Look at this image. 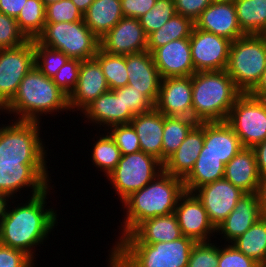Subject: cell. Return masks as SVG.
I'll return each instance as SVG.
<instances>
[{
  "label": "cell",
  "mask_w": 266,
  "mask_h": 267,
  "mask_svg": "<svg viewBox=\"0 0 266 267\" xmlns=\"http://www.w3.org/2000/svg\"><path fill=\"white\" fill-rule=\"evenodd\" d=\"M52 189L53 185L41 194L29 197L25 203L16 204L18 200L14 199L10 201L0 222V244L22 250L33 260L36 259L38 253L35 248L49 240V234L58 225L57 210L46 207Z\"/></svg>",
  "instance_id": "obj_1"
},
{
  "label": "cell",
  "mask_w": 266,
  "mask_h": 267,
  "mask_svg": "<svg viewBox=\"0 0 266 267\" xmlns=\"http://www.w3.org/2000/svg\"><path fill=\"white\" fill-rule=\"evenodd\" d=\"M185 192L183 179L164 170L142 189L131 193L121 202L123 221L117 240L131 233L143 221L175 212L179 197Z\"/></svg>",
  "instance_id": "obj_2"
},
{
  "label": "cell",
  "mask_w": 266,
  "mask_h": 267,
  "mask_svg": "<svg viewBox=\"0 0 266 267\" xmlns=\"http://www.w3.org/2000/svg\"><path fill=\"white\" fill-rule=\"evenodd\" d=\"M64 111H70L68 96L34 66L20 82L16 95L0 113L15 115L13 120L42 122L41 116H54L55 112L59 114Z\"/></svg>",
  "instance_id": "obj_3"
},
{
  "label": "cell",
  "mask_w": 266,
  "mask_h": 267,
  "mask_svg": "<svg viewBox=\"0 0 266 267\" xmlns=\"http://www.w3.org/2000/svg\"><path fill=\"white\" fill-rule=\"evenodd\" d=\"M242 93L225 70L192 75V116L197 123L226 121Z\"/></svg>",
  "instance_id": "obj_4"
},
{
  "label": "cell",
  "mask_w": 266,
  "mask_h": 267,
  "mask_svg": "<svg viewBox=\"0 0 266 267\" xmlns=\"http://www.w3.org/2000/svg\"><path fill=\"white\" fill-rule=\"evenodd\" d=\"M195 243L185 236L152 244L112 243L107 267H187Z\"/></svg>",
  "instance_id": "obj_5"
},
{
  "label": "cell",
  "mask_w": 266,
  "mask_h": 267,
  "mask_svg": "<svg viewBox=\"0 0 266 267\" xmlns=\"http://www.w3.org/2000/svg\"><path fill=\"white\" fill-rule=\"evenodd\" d=\"M10 120L0 125V163L47 164L48 148L40 132L43 123L13 120L12 115Z\"/></svg>",
  "instance_id": "obj_6"
},
{
  "label": "cell",
  "mask_w": 266,
  "mask_h": 267,
  "mask_svg": "<svg viewBox=\"0 0 266 267\" xmlns=\"http://www.w3.org/2000/svg\"><path fill=\"white\" fill-rule=\"evenodd\" d=\"M266 69V38L248 34L231 42L225 71L241 93H249Z\"/></svg>",
  "instance_id": "obj_7"
},
{
  "label": "cell",
  "mask_w": 266,
  "mask_h": 267,
  "mask_svg": "<svg viewBox=\"0 0 266 267\" xmlns=\"http://www.w3.org/2000/svg\"><path fill=\"white\" fill-rule=\"evenodd\" d=\"M36 40L49 48L59 50L71 59L94 58L100 40L86 26L84 20L76 22L45 23Z\"/></svg>",
  "instance_id": "obj_8"
},
{
  "label": "cell",
  "mask_w": 266,
  "mask_h": 267,
  "mask_svg": "<svg viewBox=\"0 0 266 267\" xmlns=\"http://www.w3.org/2000/svg\"><path fill=\"white\" fill-rule=\"evenodd\" d=\"M163 171V164L155 157L139 151L121 155L114 170L106 177L122 202L131 193L142 189Z\"/></svg>",
  "instance_id": "obj_9"
},
{
  "label": "cell",
  "mask_w": 266,
  "mask_h": 267,
  "mask_svg": "<svg viewBox=\"0 0 266 267\" xmlns=\"http://www.w3.org/2000/svg\"><path fill=\"white\" fill-rule=\"evenodd\" d=\"M226 122L237 134L243 147L253 148L266 140V99L242 93L232 106Z\"/></svg>",
  "instance_id": "obj_10"
},
{
  "label": "cell",
  "mask_w": 266,
  "mask_h": 267,
  "mask_svg": "<svg viewBox=\"0 0 266 267\" xmlns=\"http://www.w3.org/2000/svg\"><path fill=\"white\" fill-rule=\"evenodd\" d=\"M35 66L33 40L0 49V111L16 95L20 82Z\"/></svg>",
  "instance_id": "obj_11"
},
{
  "label": "cell",
  "mask_w": 266,
  "mask_h": 267,
  "mask_svg": "<svg viewBox=\"0 0 266 267\" xmlns=\"http://www.w3.org/2000/svg\"><path fill=\"white\" fill-rule=\"evenodd\" d=\"M47 164L0 163V192L11 199L28 191L29 197L36 196L51 186V174ZM25 187V188H24ZM18 192V194H17Z\"/></svg>",
  "instance_id": "obj_12"
},
{
  "label": "cell",
  "mask_w": 266,
  "mask_h": 267,
  "mask_svg": "<svg viewBox=\"0 0 266 267\" xmlns=\"http://www.w3.org/2000/svg\"><path fill=\"white\" fill-rule=\"evenodd\" d=\"M189 40L195 72L226 69L231 40L195 26Z\"/></svg>",
  "instance_id": "obj_13"
},
{
  "label": "cell",
  "mask_w": 266,
  "mask_h": 267,
  "mask_svg": "<svg viewBox=\"0 0 266 267\" xmlns=\"http://www.w3.org/2000/svg\"><path fill=\"white\" fill-rule=\"evenodd\" d=\"M193 193L202 202L209 220L215 228L228 217L238 200L246 194L225 178L205 184Z\"/></svg>",
  "instance_id": "obj_14"
},
{
  "label": "cell",
  "mask_w": 266,
  "mask_h": 267,
  "mask_svg": "<svg viewBox=\"0 0 266 267\" xmlns=\"http://www.w3.org/2000/svg\"><path fill=\"white\" fill-rule=\"evenodd\" d=\"M174 213L183 236L195 242H207L212 241L211 236L216 235V228L194 193L185 191L179 197Z\"/></svg>",
  "instance_id": "obj_15"
},
{
  "label": "cell",
  "mask_w": 266,
  "mask_h": 267,
  "mask_svg": "<svg viewBox=\"0 0 266 267\" xmlns=\"http://www.w3.org/2000/svg\"><path fill=\"white\" fill-rule=\"evenodd\" d=\"M81 113L84 115V123H92V126H95V128L96 126L97 128L100 127L99 132L106 131L114 125L130 124L135 116L129 109H125L123 87L101 94Z\"/></svg>",
  "instance_id": "obj_16"
},
{
  "label": "cell",
  "mask_w": 266,
  "mask_h": 267,
  "mask_svg": "<svg viewBox=\"0 0 266 267\" xmlns=\"http://www.w3.org/2000/svg\"><path fill=\"white\" fill-rule=\"evenodd\" d=\"M99 40L100 49L108 54L129 55L147 51V35L136 18L123 17Z\"/></svg>",
  "instance_id": "obj_17"
},
{
  "label": "cell",
  "mask_w": 266,
  "mask_h": 267,
  "mask_svg": "<svg viewBox=\"0 0 266 267\" xmlns=\"http://www.w3.org/2000/svg\"><path fill=\"white\" fill-rule=\"evenodd\" d=\"M154 107L165 116H192V76L162 78Z\"/></svg>",
  "instance_id": "obj_18"
},
{
  "label": "cell",
  "mask_w": 266,
  "mask_h": 267,
  "mask_svg": "<svg viewBox=\"0 0 266 267\" xmlns=\"http://www.w3.org/2000/svg\"><path fill=\"white\" fill-rule=\"evenodd\" d=\"M109 90V85L98 61L95 58L82 60L77 86L68 97L70 112H82L101 94Z\"/></svg>",
  "instance_id": "obj_19"
},
{
  "label": "cell",
  "mask_w": 266,
  "mask_h": 267,
  "mask_svg": "<svg viewBox=\"0 0 266 267\" xmlns=\"http://www.w3.org/2000/svg\"><path fill=\"white\" fill-rule=\"evenodd\" d=\"M161 78L192 76L195 73L189 38L173 40L152 52Z\"/></svg>",
  "instance_id": "obj_20"
},
{
  "label": "cell",
  "mask_w": 266,
  "mask_h": 267,
  "mask_svg": "<svg viewBox=\"0 0 266 267\" xmlns=\"http://www.w3.org/2000/svg\"><path fill=\"white\" fill-rule=\"evenodd\" d=\"M128 85L141 91L154 105L159 96L161 76L154 64L152 53L142 51L125 55Z\"/></svg>",
  "instance_id": "obj_21"
},
{
  "label": "cell",
  "mask_w": 266,
  "mask_h": 267,
  "mask_svg": "<svg viewBox=\"0 0 266 267\" xmlns=\"http://www.w3.org/2000/svg\"><path fill=\"white\" fill-rule=\"evenodd\" d=\"M195 27L231 41L246 35L238 23L236 7L231 2H213L195 20Z\"/></svg>",
  "instance_id": "obj_22"
},
{
  "label": "cell",
  "mask_w": 266,
  "mask_h": 267,
  "mask_svg": "<svg viewBox=\"0 0 266 267\" xmlns=\"http://www.w3.org/2000/svg\"><path fill=\"white\" fill-rule=\"evenodd\" d=\"M262 216L255 193H246L237 202L228 217L216 228L224 243H232L243 235Z\"/></svg>",
  "instance_id": "obj_23"
},
{
  "label": "cell",
  "mask_w": 266,
  "mask_h": 267,
  "mask_svg": "<svg viewBox=\"0 0 266 267\" xmlns=\"http://www.w3.org/2000/svg\"><path fill=\"white\" fill-rule=\"evenodd\" d=\"M175 213L157 216L140 223L131 233L120 237L115 243L170 242L182 237Z\"/></svg>",
  "instance_id": "obj_24"
},
{
  "label": "cell",
  "mask_w": 266,
  "mask_h": 267,
  "mask_svg": "<svg viewBox=\"0 0 266 267\" xmlns=\"http://www.w3.org/2000/svg\"><path fill=\"white\" fill-rule=\"evenodd\" d=\"M244 148L237 134L226 122H204L203 155L218 157L225 165Z\"/></svg>",
  "instance_id": "obj_25"
},
{
  "label": "cell",
  "mask_w": 266,
  "mask_h": 267,
  "mask_svg": "<svg viewBox=\"0 0 266 267\" xmlns=\"http://www.w3.org/2000/svg\"><path fill=\"white\" fill-rule=\"evenodd\" d=\"M204 145V122L197 123L179 148L165 161L163 170L184 179L193 169Z\"/></svg>",
  "instance_id": "obj_26"
},
{
  "label": "cell",
  "mask_w": 266,
  "mask_h": 267,
  "mask_svg": "<svg viewBox=\"0 0 266 267\" xmlns=\"http://www.w3.org/2000/svg\"><path fill=\"white\" fill-rule=\"evenodd\" d=\"M130 124L137 133L141 151L162 163L164 114L154 107L149 112L135 115Z\"/></svg>",
  "instance_id": "obj_27"
},
{
  "label": "cell",
  "mask_w": 266,
  "mask_h": 267,
  "mask_svg": "<svg viewBox=\"0 0 266 267\" xmlns=\"http://www.w3.org/2000/svg\"><path fill=\"white\" fill-rule=\"evenodd\" d=\"M224 178L245 193H255L260 181L253 148H242L226 165Z\"/></svg>",
  "instance_id": "obj_28"
},
{
  "label": "cell",
  "mask_w": 266,
  "mask_h": 267,
  "mask_svg": "<svg viewBox=\"0 0 266 267\" xmlns=\"http://www.w3.org/2000/svg\"><path fill=\"white\" fill-rule=\"evenodd\" d=\"M121 0H94L83 14V20L90 31L100 39L122 18Z\"/></svg>",
  "instance_id": "obj_29"
},
{
  "label": "cell",
  "mask_w": 266,
  "mask_h": 267,
  "mask_svg": "<svg viewBox=\"0 0 266 267\" xmlns=\"http://www.w3.org/2000/svg\"><path fill=\"white\" fill-rule=\"evenodd\" d=\"M225 164L216 156L199 154L191 172L183 179L184 190L193 193L197 188L224 178Z\"/></svg>",
  "instance_id": "obj_30"
},
{
  "label": "cell",
  "mask_w": 266,
  "mask_h": 267,
  "mask_svg": "<svg viewBox=\"0 0 266 267\" xmlns=\"http://www.w3.org/2000/svg\"><path fill=\"white\" fill-rule=\"evenodd\" d=\"M194 26L192 19L175 14L160 29L147 36V51L152 53L173 40L190 38Z\"/></svg>",
  "instance_id": "obj_31"
},
{
  "label": "cell",
  "mask_w": 266,
  "mask_h": 267,
  "mask_svg": "<svg viewBox=\"0 0 266 267\" xmlns=\"http://www.w3.org/2000/svg\"><path fill=\"white\" fill-rule=\"evenodd\" d=\"M241 30L262 35L266 30V0H236L234 2Z\"/></svg>",
  "instance_id": "obj_32"
},
{
  "label": "cell",
  "mask_w": 266,
  "mask_h": 267,
  "mask_svg": "<svg viewBox=\"0 0 266 267\" xmlns=\"http://www.w3.org/2000/svg\"><path fill=\"white\" fill-rule=\"evenodd\" d=\"M196 124L191 118L164 115L162 164L179 148Z\"/></svg>",
  "instance_id": "obj_33"
},
{
  "label": "cell",
  "mask_w": 266,
  "mask_h": 267,
  "mask_svg": "<svg viewBox=\"0 0 266 267\" xmlns=\"http://www.w3.org/2000/svg\"><path fill=\"white\" fill-rule=\"evenodd\" d=\"M231 244L247 257L261 264L266 257V217H261Z\"/></svg>",
  "instance_id": "obj_34"
},
{
  "label": "cell",
  "mask_w": 266,
  "mask_h": 267,
  "mask_svg": "<svg viewBox=\"0 0 266 267\" xmlns=\"http://www.w3.org/2000/svg\"><path fill=\"white\" fill-rule=\"evenodd\" d=\"M104 132L105 134L99 133L100 135L95 136L96 141L93 144L90 159H92V165L100 169L98 171L108 176L120 161L121 152L111 136L106 131Z\"/></svg>",
  "instance_id": "obj_35"
},
{
  "label": "cell",
  "mask_w": 266,
  "mask_h": 267,
  "mask_svg": "<svg viewBox=\"0 0 266 267\" xmlns=\"http://www.w3.org/2000/svg\"><path fill=\"white\" fill-rule=\"evenodd\" d=\"M46 6L42 0H27L16 18L20 31L27 39H36L45 26Z\"/></svg>",
  "instance_id": "obj_36"
},
{
  "label": "cell",
  "mask_w": 266,
  "mask_h": 267,
  "mask_svg": "<svg viewBox=\"0 0 266 267\" xmlns=\"http://www.w3.org/2000/svg\"><path fill=\"white\" fill-rule=\"evenodd\" d=\"M94 58L100 64L110 90L128 85L125 55L108 54L99 48Z\"/></svg>",
  "instance_id": "obj_37"
},
{
  "label": "cell",
  "mask_w": 266,
  "mask_h": 267,
  "mask_svg": "<svg viewBox=\"0 0 266 267\" xmlns=\"http://www.w3.org/2000/svg\"><path fill=\"white\" fill-rule=\"evenodd\" d=\"M35 66L47 77L53 78L59 69L70 59L59 50L52 49L33 40Z\"/></svg>",
  "instance_id": "obj_38"
},
{
  "label": "cell",
  "mask_w": 266,
  "mask_h": 267,
  "mask_svg": "<svg viewBox=\"0 0 266 267\" xmlns=\"http://www.w3.org/2000/svg\"><path fill=\"white\" fill-rule=\"evenodd\" d=\"M176 14L174 0H156L151 10L139 18L146 35L160 29Z\"/></svg>",
  "instance_id": "obj_39"
},
{
  "label": "cell",
  "mask_w": 266,
  "mask_h": 267,
  "mask_svg": "<svg viewBox=\"0 0 266 267\" xmlns=\"http://www.w3.org/2000/svg\"><path fill=\"white\" fill-rule=\"evenodd\" d=\"M213 242H196L190 252L187 267H218L219 244Z\"/></svg>",
  "instance_id": "obj_40"
},
{
  "label": "cell",
  "mask_w": 266,
  "mask_h": 267,
  "mask_svg": "<svg viewBox=\"0 0 266 267\" xmlns=\"http://www.w3.org/2000/svg\"><path fill=\"white\" fill-rule=\"evenodd\" d=\"M106 132L115 141L121 155L132 154L141 151L139 138L131 124H121L109 127Z\"/></svg>",
  "instance_id": "obj_41"
},
{
  "label": "cell",
  "mask_w": 266,
  "mask_h": 267,
  "mask_svg": "<svg viewBox=\"0 0 266 267\" xmlns=\"http://www.w3.org/2000/svg\"><path fill=\"white\" fill-rule=\"evenodd\" d=\"M46 23L76 22L83 20V13L71 0H60L46 6Z\"/></svg>",
  "instance_id": "obj_42"
},
{
  "label": "cell",
  "mask_w": 266,
  "mask_h": 267,
  "mask_svg": "<svg viewBox=\"0 0 266 267\" xmlns=\"http://www.w3.org/2000/svg\"><path fill=\"white\" fill-rule=\"evenodd\" d=\"M27 40L20 31L16 18L0 12V49L20 46Z\"/></svg>",
  "instance_id": "obj_43"
},
{
  "label": "cell",
  "mask_w": 266,
  "mask_h": 267,
  "mask_svg": "<svg viewBox=\"0 0 266 267\" xmlns=\"http://www.w3.org/2000/svg\"><path fill=\"white\" fill-rule=\"evenodd\" d=\"M81 60L69 59L52 78L53 82L69 97L77 86Z\"/></svg>",
  "instance_id": "obj_44"
},
{
  "label": "cell",
  "mask_w": 266,
  "mask_h": 267,
  "mask_svg": "<svg viewBox=\"0 0 266 267\" xmlns=\"http://www.w3.org/2000/svg\"><path fill=\"white\" fill-rule=\"evenodd\" d=\"M218 267H260L254 259L247 257L231 243L219 244Z\"/></svg>",
  "instance_id": "obj_45"
},
{
  "label": "cell",
  "mask_w": 266,
  "mask_h": 267,
  "mask_svg": "<svg viewBox=\"0 0 266 267\" xmlns=\"http://www.w3.org/2000/svg\"><path fill=\"white\" fill-rule=\"evenodd\" d=\"M123 102L125 109H129L134 115L149 112L154 108V104L141 91L129 85L123 87Z\"/></svg>",
  "instance_id": "obj_46"
},
{
  "label": "cell",
  "mask_w": 266,
  "mask_h": 267,
  "mask_svg": "<svg viewBox=\"0 0 266 267\" xmlns=\"http://www.w3.org/2000/svg\"><path fill=\"white\" fill-rule=\"evenodd\" d=\"M34 261L24 251L0 244V267H35Z\"/></svg>",
  "instance_id": "obj_47"
},
{
  "label": "cell",
  "mask_w": 266,
  "mask_h": 267,
  "mask_svg": "<svg viewBox=\"0 0 266 267\" xmlns=\"http://www.w3.org/2000/svg\"><path fill=\"white\" fill-rule=\"evenodd\" d=\"M213 2V0H174V5L176 14L188 17L195 22Z\"/></svg>",
  "instance_id": "obj_48"
},
{
  "label": "cell",
  "mask_w": 266,
  "mask_h": 267,
  "mask_svg": "<svg viewBox=\"0 0 266 267\" xmlns=\"http://www.w3.org/2000/svg\"><path fill=\"white\" fill-rule=\"evenodd\" d=\"M156 0H121L124 17L139 19L153 8Z\"/></svg>",
  "instance_id": "obj_49"
},
{
  "label": "cell",
  "mask_w": 266,
  "mask_h": 267,
  "mask_svg": "<svg viewBox=\"0 0 266 267\" xmlns=\"http://www.w3.org/2000/svg\"><path fill=\"white\" fill-rule=\"evenodd\" d=\"M27 0H0V12L17 18Z\"/></svg>",
  "instance_id": "obj_50"
},
{
  "label": "cell",
  "mask_w": 266,
  "mask_h": 267,
  "mask_svg": "<svg viewBox=\"0 0 266 267\" xmlns=\"http://www.w3.org/2000/svg\"><path fill=\"white\" fill-rule=\"evenodd\" d=\"M256 155L257 170L260 177L266 176V140L253 147Z\"/></svg>",
  "instance_id": "obj_51"
},
{
  "label": "cell",
  "mask_w": 266,
  "mask_h": 267,
  "mask_svg": "<svg viewBox=\"0 0 266 267\" xmlns=\"http://www.w3.org/2000/svg\"><path fill=\"white\" fill-rule=\"evenodd\" d=\"M255 194L258 199L261 214L266 217V176L260 177Z\"/></svg>",
  "instance_id": "obj_52"
},
{
  "label": "cell",
  "mask_w": 266,
  "mask_h": 267,
  "mask_svg": "<svg viewBox=\"0 0 266 267\" xmlns=\"http://www.w3.org/2000/svg\"><path fill=\"white\" fill-rule=\"evenodd\" d=\"M248 94L254 98L266 99V69L255 87Z\"/></svg>",
  "instance_id": "obj_53"
},
{
  "label": "cell",
  "mask_w": 266,
  "mask_h": 267,
  "mask_svg": "<svg viewBox=\"0 0 266 267\" xmlns=\"http://www.w3.org/2000/svg\"><path fill=\"white\" fill-rule=\"evenodd\" d=\"M10 200L12 199L9 196L0 192V222L6 214L7 207H8V204L10 203Z\"/></svg>",
  "instance_id": "obj_54"
},
{
  "label": "cell",
  "mask_w": 266,
  "mask_h": 267,
  "mask_svg": "<svg viewBox=\"0 0 266 267\" xmlns=\"http://www.w3.org/2000/svg\"><path fill=\"white\" fill-rule=\"evenodd\" d=\"M76 7L84 14L94 0H71Z\"/></svg>",
  "instance_id": "obj_55"
},
{
  "label": "cell",
  "mask_w": 266,
  "mask_h": 267,
  "mask_svg": "<svg viewBox=\"0 0 266 267\" xmlns=\"http://www.w3.org/2000/svg\"><path fill=\"white\" fill-rule=\"evenodd\" d=\"M42 1L45 4V6H47V5L51 4V3L58 2L60 0H42Z\"/></svg>",
  "instance_id": "obj_56"
},
{
  "label": "cell",
  "mask_w": 266,
  "mask_h": 267,
  "mask_svg": "<svg viewBox=\"0 0 266 267\" xmlns=\"http://www.w3.org/2000/svg\"><path fill=\"white\" fill-rule=\"evenodd\" d=\"M214 2H231L234 3L236 0H213Z\"/></svg>",
  "instance_id": "obj_57"
},
{
  "label": "cell",
  "mask_w": 266,
  "mask_h": 267,
  "mask_svg": "<svg viewBox=\"0 0 266 267\" xmlns=\"http://www.w3.org/2000/svg\"><path fill=\"white\" fill-rule=\"evenodd\" d=\"M260 267H266V257H265L264 261L260 264Z\"/></svg>",
  "instance_id": "obj_58"
},
{
  "label": "cell",
  "mask_w": 266,
  "mask_h": 267,
  "mask_svg": "<svg viewBox=\"0 0 266 267\" xmlns=\"http://www.w3.org/2000/svg\"><path fill=\"white\" fill-rule=\"evenodd\" d=\"M262 35L266 38V30L264 31V33Z\"/></svg>",
  "instance_id": "obj_59"
}]
</instances>
